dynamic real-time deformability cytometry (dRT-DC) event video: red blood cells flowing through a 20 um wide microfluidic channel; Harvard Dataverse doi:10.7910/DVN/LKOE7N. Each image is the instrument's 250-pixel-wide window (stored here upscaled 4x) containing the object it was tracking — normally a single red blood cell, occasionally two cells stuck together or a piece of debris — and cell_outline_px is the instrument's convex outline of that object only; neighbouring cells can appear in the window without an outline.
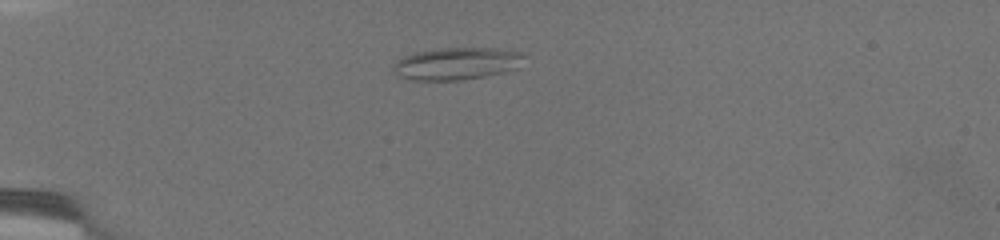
{"species": "common noctule bat (a hibernating species)", "species_latin": "Nyctalus noctula", "temperature_condition": "warm", "stored_images_in_passage": 13, "camera_frame_rate_fps": 3000, "um_per_image_px": 0.085, "animal": {"sex": "female", "body_mass_g": 19.5, "forearm_length_mm": 54.1}, "frame": {"image": 1, "passage_image": 1, "time_ms": 0.0, "image_size_px": [1000, 240], "cell_outline_px": [[524, 56], [520, 68], [504, 72], [484, 76], [460, 80], [412, 80], [400, 76], [392, 72], [392, 64], [404, 56], [416, 52], [436, 48], [496, 48], [520, 52]], "centroid_in_image_um": [38.81, 5.4], "position_along_channel_um": 46.2, "area_um2": 24.74}}
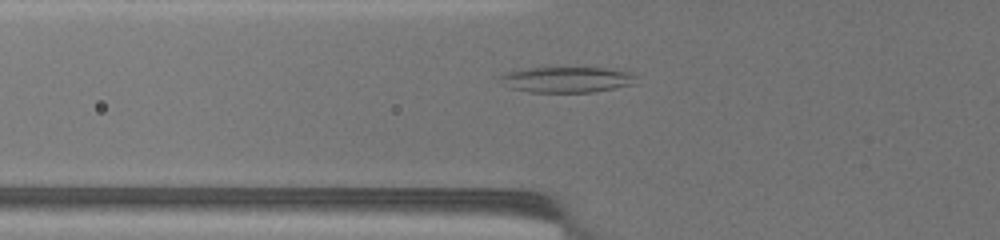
{"frame": {"image": 2, "passage_image": 8, "time_ms": 2.333, "image_size_px": [1000, 240], "cell_outline_px": [[636, 84], [592, 92], [528, 92], [512, 88], [500, 80], [500, 76], [504, 72], [524, 68], [604, 68], [632, 72], [636, 76]], "centroid_in_image_um": [48.2, 6.76], "position_along_channel_um": 77.6, "area_um2": 20.35}}